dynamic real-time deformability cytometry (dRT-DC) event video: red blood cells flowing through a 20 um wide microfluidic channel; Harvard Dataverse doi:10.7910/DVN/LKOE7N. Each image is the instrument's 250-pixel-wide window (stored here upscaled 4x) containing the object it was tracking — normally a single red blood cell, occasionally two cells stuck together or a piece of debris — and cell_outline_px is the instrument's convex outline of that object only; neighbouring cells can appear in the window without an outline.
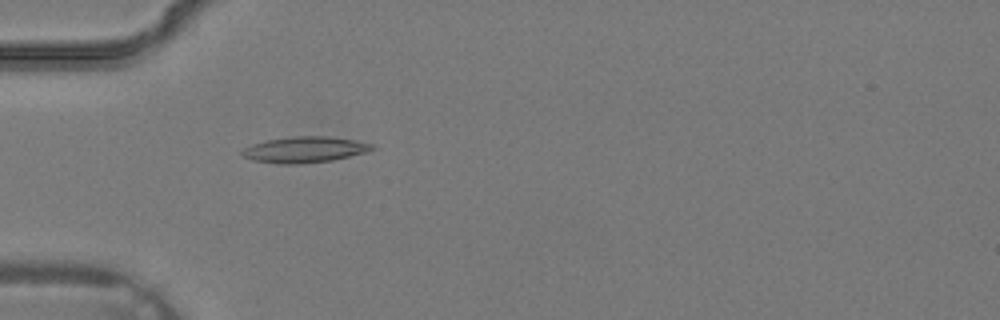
{"species": "common noctule bat (a hibernating species)", "species_latin": "Nyctalus noctula", "temperature_condition": "warm", "stored_images_in_passage": 26, "camera_frame_rate_fps": 3000, "um_per_image_px": 0.085, "animal": {"sex": "male", "body_mass_g": 19.2, "forearm_length_mm": 51.8}, "frame": {"image": 1, "passage_image": 1, "time_ms": 0.0, "image_size_px": [1000, 320], "cell_outline_px": [[376, 148], [364, 152], [332, 160], [300, 164], [280, 164], [252, 160], [240, 156], [240, 152], [244, 148], [252, 144], [268, 140], [292, 136], [328, 136], [352, 140], [372, 144]], "centroid_in_image_um": [25.82, 12.72], "position_along_channel_um": 59.2, "area_um2": 19.54}}
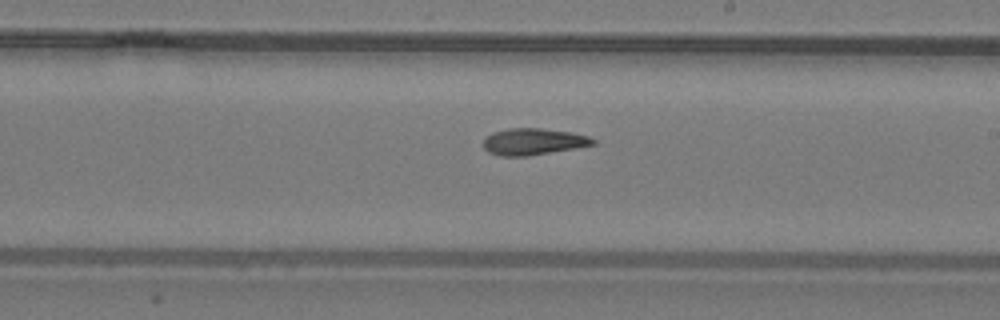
{"frame": {"image": 2, "passage_image": 11, "time_ms": 3.333, "image_size_px": [1000, 320], "cell_outline_px": [[596, 144], [528, 156], [500, 156], [488, 152], [484, 148], [484, 136], [492, 132], [512, 128], [540, 128], [572, 132], [588, 136], [596, 140]], "centroid_in_image_um": [45.31, 12.03], "position_along_channel_um": 243.7, "area_um2": 16.99}}
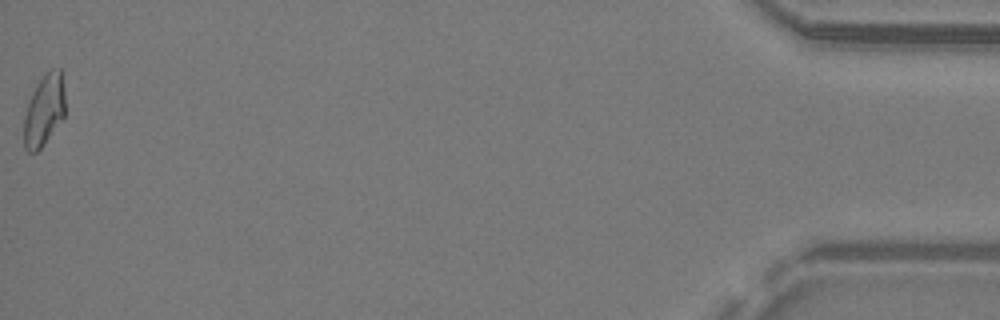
{"frame": {"image": 3, "passage_image": 26, "time_ms": 8.333, "image_size_px": [1000, 320], "cell_outline_px": [[64, 116], [44, 144], [36, 152], [28, 152], [24, 148], [24, 116], [32, 92], [44, 72], [52, 68], [60, 68], [64, 88]], "centroid_in_image_um": [3.74, 9.35], "position_along_channel_um": 431.5, "area_um2": 17.11}}